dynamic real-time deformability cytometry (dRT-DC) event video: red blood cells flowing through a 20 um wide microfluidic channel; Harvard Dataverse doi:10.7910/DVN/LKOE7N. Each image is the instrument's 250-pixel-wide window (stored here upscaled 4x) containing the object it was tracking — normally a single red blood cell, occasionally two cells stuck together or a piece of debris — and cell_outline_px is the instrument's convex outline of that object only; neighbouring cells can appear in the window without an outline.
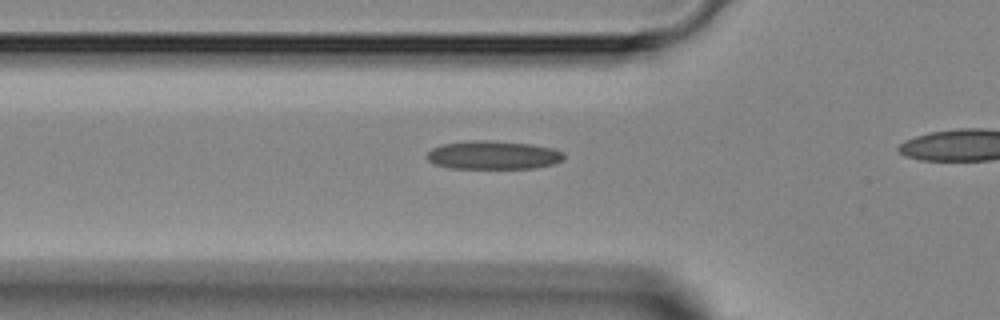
{"species": "Egyptian fruit bat (a non-hibernating species)", "species_latin": "Rousettus aegyptiacus", "temperature_condition": "room temperature", "stored_images_in_passage": 25, "camera_frame_rate_fps": 3000, "um_per_image_px": 0.085, "animal": {"sex": "female"}, "frame": {"image": 1, "passage_image": 3, "time_ms": 0.667, "image_size_px": [1000, 320], "cell_outline_px": [[564, 160], [552, 164], [532, 168], [448, 168], [436, 164], [428, 160], [424, 156], [432, 148], [444, 144], [468, 140], [492, 140], [532, 144], [552, 148], [564, 152]], "centroid_in_image_um": [41.91, 13.17], "position_along_channel_um": 83.9, "area_um2": 22.83}}
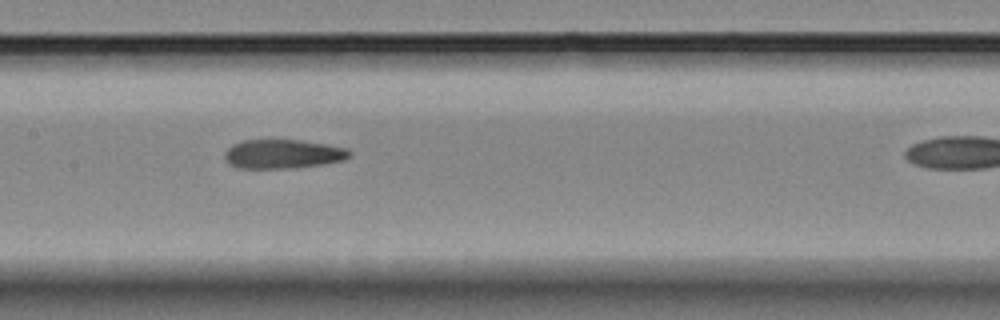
{"frame": {"image": 2, "passage_image": 10, "time_ms": 3.0, "image_size_px": [1000, 320], "cell_outline_px": [[352, 156], [344, 160], [324, 164], [296, 168], [236, 168], [228, 164], [224, 160], [224, 152], [232, 144], [244, 140], [300, 140], [348, 148], [352, 152]], "centroid_in_image_um": [24.04, 13.1], "position_along_channel_um": 183.4, "area_um2": 21.44}}
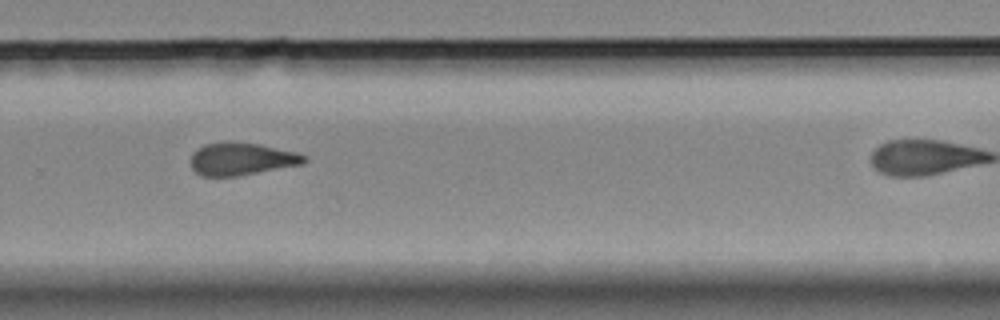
{"frame": {"image": 3, "passage_image": 19, "time_ms": 6.0, "image_size_px": [1000, 320], "cell_outline_px": [[308, 160], [304, 164], [236, 176], [200, 176], [192, 168], [192, 152], [204, 144], [224, 140], [232, 140], [260, 144], [296, 152], [308, 156]], "centroid_in_image_um": [20.54, 13.48], "position_along_channel_um": 309.3, "area_um2": 21.91}}